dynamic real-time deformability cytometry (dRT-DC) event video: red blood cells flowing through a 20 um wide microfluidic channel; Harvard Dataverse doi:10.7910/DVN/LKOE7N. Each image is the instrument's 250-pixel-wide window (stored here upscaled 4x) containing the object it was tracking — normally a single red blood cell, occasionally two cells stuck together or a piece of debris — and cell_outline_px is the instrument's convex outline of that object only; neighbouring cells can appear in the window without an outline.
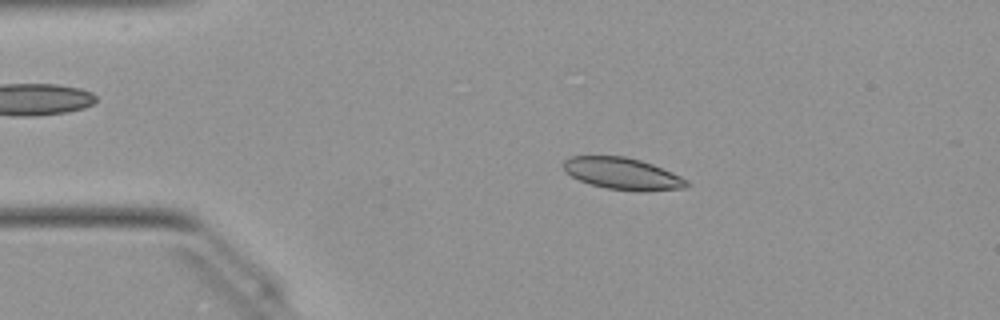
{"species": "Egyptian fruit bat (a non-hibernating species)", "species_latin": "Rousettus aegyptiacus", "temperature_condition": "warm", "stored_images_in_passage": 49, "camera_frame_rate_fps": 3000, "um_per_image_px": 0.085, "animal": {"sex": "female"}, "frame": {"image": 1, "passage_image": 9, "time_ms": 2.667, "image_size_px": [1000, 320], "cell_outline_px": [[692, 184], [684, 188], [608, 188], [588, 184], [564, 172], [564, 160], [568, 156], [624, 156], [640, 160], [652, 164], [672, 172], [688, 180]], "centroid_in_image_um": [52.84, 14.7], "position_along_channel_um": 32.2, "area_um2": 21.85}}
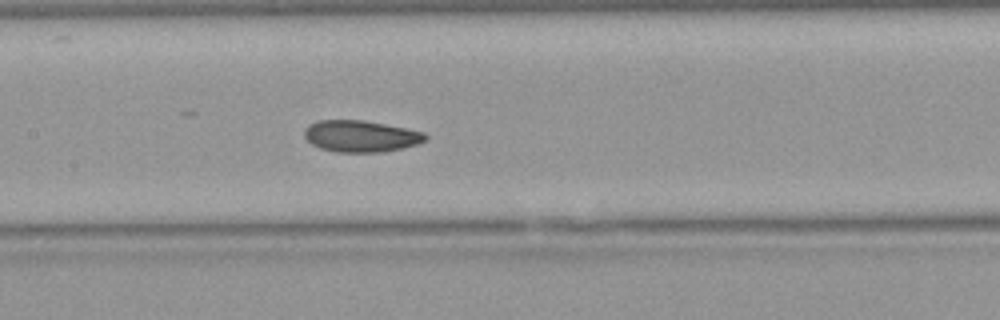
{"frame": {"image": 2, "passage_image": 23, "time_ms": 7.333, "image_size_px": [1000, 320], "cell_outline_px": [[428, 136], [420, 144], [384, 152], [336, 152], [320, 148], [312, 144], [304, 136], [304, 128], [308, 124], [320, 120], [364, 120], [424, 132]], "centroid_in_image_um": [30.65, 11.58], "position_along_channel_um": 176.7, "area_um2": 22.31}}
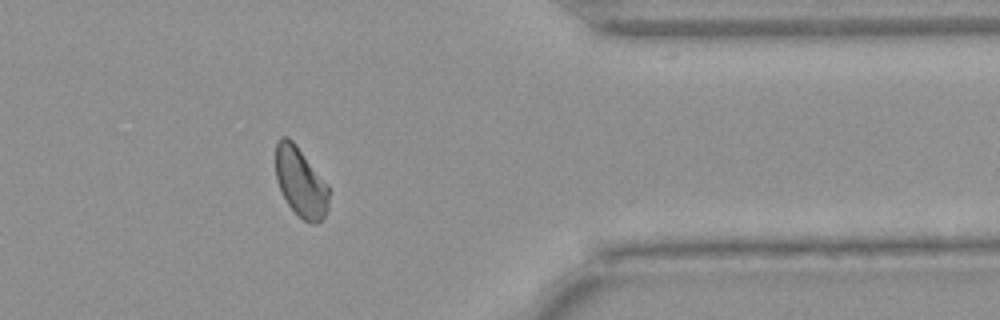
{"frame": {"image": 3, "passage_image": 40, "time_ms": 13.0, "image_size_px": [1000, 320], "cell_outline_px": [[328, 208], [324, 216], [316, 224], [312, 224], [304, 220], [288, 204], [276, 180], [276, 144], [280, 136], [288, 136], [296, 144], [328, 184]], "centroid_in_image_um": [25.55, 15.45], "position_along_channel_um": 385.8, "area_um2": 21.39}, "authors_computed_cell_mechanics": {"area_um2": 22.3108, "velocity_mm_per_s": 4.0363, "shape_relaxation_time_tau1_ms": 4.7476, "shape_relaxation_time_tau2_ms": 3.2975, "deformation_change_tau1": 0.1161, "deformation_change_tau2": 0.0725}}